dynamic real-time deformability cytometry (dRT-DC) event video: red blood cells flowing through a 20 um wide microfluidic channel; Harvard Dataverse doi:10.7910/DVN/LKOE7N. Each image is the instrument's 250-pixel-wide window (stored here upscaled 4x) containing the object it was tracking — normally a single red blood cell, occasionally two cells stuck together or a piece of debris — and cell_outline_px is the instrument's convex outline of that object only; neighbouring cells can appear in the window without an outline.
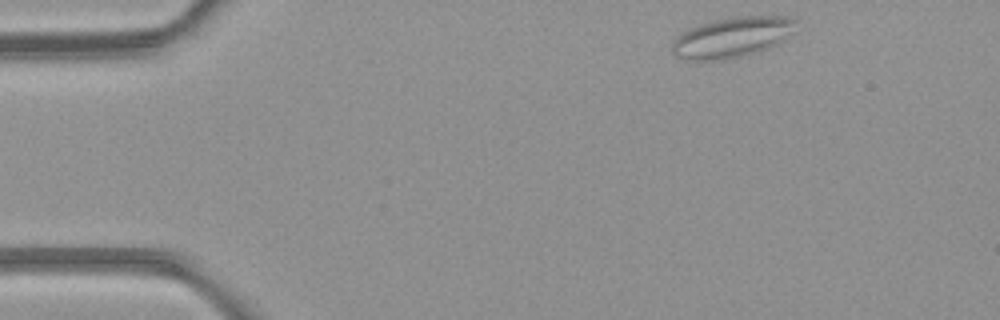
{"species": "common noctule bat (a hibernating species)", "species_latin": "Nyctalus noctula", "temperature_condition": "room temperature", "stored_images_in_passage": 3, "camera_frame_rate_fps": 3000, "um_per_image_px": 0.085, "animal": {"sex": "female", "body_mass_g": 21.9}, "frame": {"image": 1, "passage_image": 1, "time_ms": 0.0, "image_size_px": [1000, 320], "cell_outline_px": [[800, 20], [792, 32], [776, 44], [760, 52], [720, 60], [688, 60], [676, 56], [672, 52], [672, 44], [676, 36], [688, 28], [700, 24], [716, 20], [736, 16], [784, 16]], "centroid_in_image_um": [62.23, 3.16], "position_along_channel_um": 22.8, "area_um2": 29.13}}